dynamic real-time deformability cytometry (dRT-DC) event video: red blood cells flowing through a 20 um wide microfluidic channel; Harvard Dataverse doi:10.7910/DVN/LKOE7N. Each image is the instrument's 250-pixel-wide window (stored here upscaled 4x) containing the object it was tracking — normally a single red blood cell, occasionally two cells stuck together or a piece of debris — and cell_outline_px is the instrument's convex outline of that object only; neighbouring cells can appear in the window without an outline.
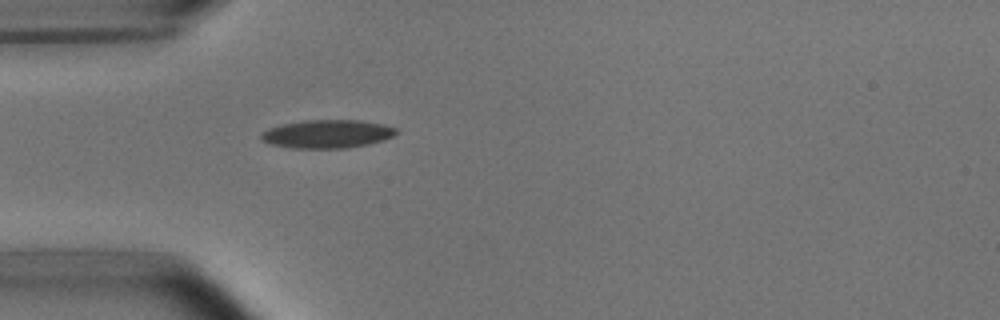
{"species": "common noctule bat (a hibernating species)", "species_latin": "Nyctalus noctula", "temperature_condition": "room temperature", "stored_images_in_passage": 5, "camera_frame_rate_fps": 3000, "um_per_image_px": 0.085, "animal": {"sex": "male", "body_mass_g": 15.6}, "frame": {"image": 1, "passage_image": 1, "time_ms": 0.0, "image_size_px": [1000, 320], "cell_outline_px": [[400, 132], [384, 140], [368, 144], [348, 148], [292, 148], [268, 144], [260, 140], [260, 136], [268, 128], [284, 124], [308, 120], [356, 120], [384, 124], [396, 128]], "centroid_in_image_um": [27.83, 11.39], "position_along_channel_um": 57.2, "area_um2": 22.31}}
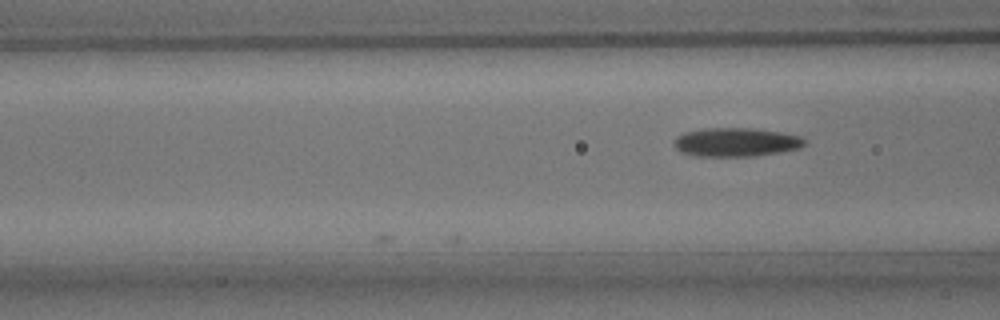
{"frame": {"image": 2, "passage_image": 5, "time_ms": 1.333, "image_size_px": [1000, 320], "cell_outline_px": [[808, 144], [800, 148], [780, 152], [756, 156], [696, 156], [680, 152], [672, 144], [676, 136], [684, 132], [704, 128], [756, 128], [780, 132], [800, 136], [808, 140]], "centroid_in_image_um": [62.58, 12.08], "position_along_channel_um": 104.0, "area_um2": 22.25}}